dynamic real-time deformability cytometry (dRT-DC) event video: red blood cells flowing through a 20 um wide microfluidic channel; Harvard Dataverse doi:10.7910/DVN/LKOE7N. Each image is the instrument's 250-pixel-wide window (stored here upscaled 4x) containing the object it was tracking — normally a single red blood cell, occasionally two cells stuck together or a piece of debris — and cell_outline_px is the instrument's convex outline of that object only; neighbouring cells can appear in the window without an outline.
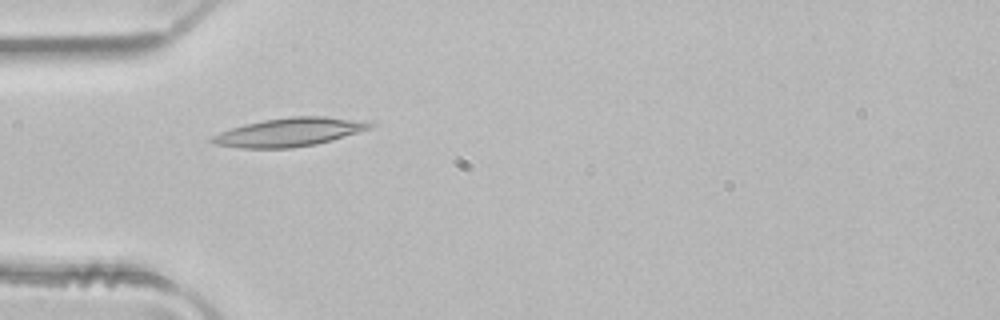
{"species": "common noctule bat (a hibernating species)", "species_latin": "Nyctalus noctula", "temperature_condition": "room temperature", "stored_images_in_passage": 1, "camera_frame_rate_fps": 3000, "um_per_image_px": 0.085, "animal": {"sex": "male", "body_mass_g": 21.5, "forearm_length_mm": 52.0}, "frame": {"image": 1, "passage_image": 1, "time_ms": 0.0, "image_size_px": [1000, 320], "cell_outline_px": [[372, 124], [368, 128], [356, 132], [316, 144], [292, 148], [240, 148], [216, 144], [208, 140], [212, 136], [220, 132], [244, 124], [264, 120], [292, 116], [324, 116]], "centroid_in_image_um": [24.43, 11.25], "position_along_channel_um": 60.6, "area_um2": 25.37}}